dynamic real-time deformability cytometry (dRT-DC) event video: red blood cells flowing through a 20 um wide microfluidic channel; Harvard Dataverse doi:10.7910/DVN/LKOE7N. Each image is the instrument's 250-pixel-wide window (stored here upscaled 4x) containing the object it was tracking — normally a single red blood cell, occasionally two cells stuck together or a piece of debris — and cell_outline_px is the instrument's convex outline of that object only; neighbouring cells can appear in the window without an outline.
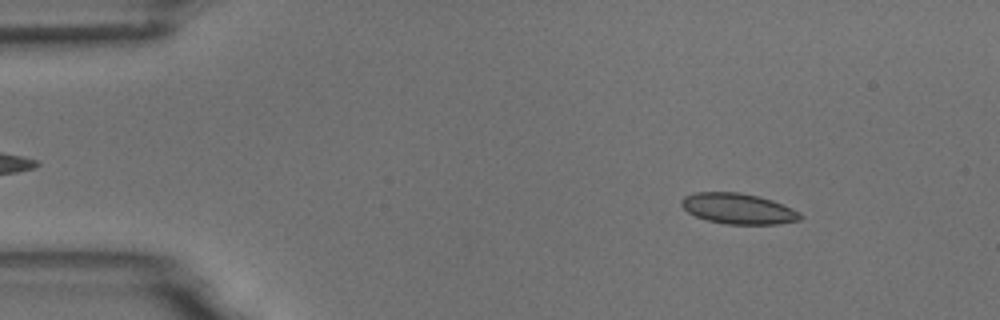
{"species": "common noctule bat (a hibernating species)", "species_latin": "Nyctalus noctula", "temperature_condition": "room temperature", "stored_images_in_passage": 54, "camera_frame_rate_fps": 3000, "um_per_image_px": 0.085, "animal": {"sex": "male", "body_mass_g": 18.8}, "frame": {"image": 1, "passage_image": 7, "time_ms": 2.0, "image_size_px": [1000, 320], "cell_outline_px": [[804, 216], [800, 220], [776, 224], [728, 224], [708, 220], [696, 216], [688, 212], [680, 204], [680, 200], [684, 196], [696, 192], [740, 192], [772, 200], [792, 208], [800, 212]], "centroid_in_image_um": [62.75, 17.73], "position_along_channel_um": 22.2, "area_um2": 21.15}}
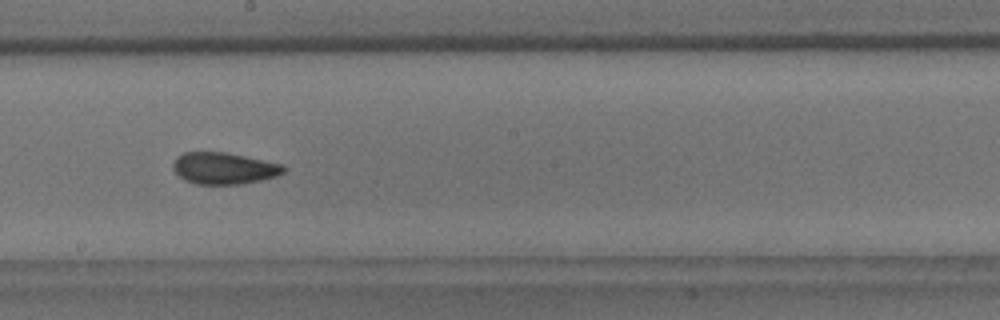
{"frame": {"image": 2, "passage_image": 30, "time_ms": 9.667, "image_size_px": [1000, 320], "cell_outline_px": [[288, 168], [284, 172], [276, 176], [260, 180], [240, 184], [196, 184], [184, 180], [172, 168], [172, 164], [176, 156], [184, 152], [228, 152], [284, 164]], "centroid_in_image_um": [19.05, 14.29], "position_along_channel_um": 229.2, "area_um2": 20.63}}
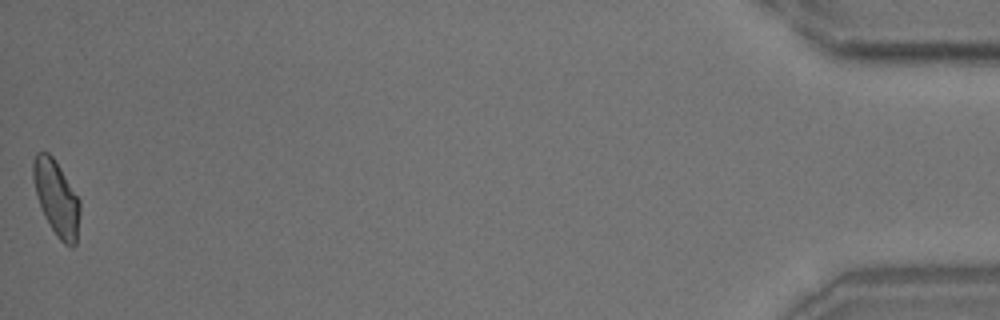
{"frame": {"image": 3, "passage_image": 54, "time_ms": 17.667, "image_size_px": [1000, 320], "cell_outline_px": [[80, 212], [76, 244], [72, 248], [64, 244], [56, 236], [40, 204], [36, 192], [32, 176], [32, 160], [36, 152], [48, 152], [52, 156], [60, 168], [80, 200]], "centroid_in_image_um": [4.81, 16.82], "position_along_channel_um": 430.4, "area_um2": 20.17}, "authors_computed_cell_mechanics": {"area_um2": 20.4612, "velocity_mm_per_s": 3.7179, "shape_relaxation_time_tau1_ms": 8.8215, "shape_relaxation_time_tau2_ms": 1.6224, "deformation_change_tau1": 0.1556, "deformation_change_tau2": 0.0653}}